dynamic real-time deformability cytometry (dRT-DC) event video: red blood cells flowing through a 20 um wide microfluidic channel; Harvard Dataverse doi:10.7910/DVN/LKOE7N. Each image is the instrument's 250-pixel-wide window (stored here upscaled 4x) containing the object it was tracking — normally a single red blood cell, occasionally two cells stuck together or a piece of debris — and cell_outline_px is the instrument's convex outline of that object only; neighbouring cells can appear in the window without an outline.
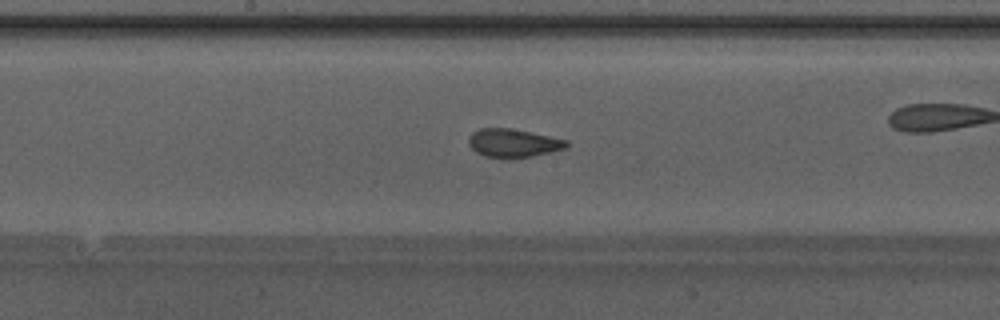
{"species": "Egyptian fruit bat (a non-hibernating species)", "species_latin": "Rousettus aegyptiacus", "temperature_condition": "warm", "stored_images_in_passage": 43, "camera_frame_rate_fps": 3000, "um_per_image_px": 0.085, "animal": {"sex": "male"}, "frame": {"image": 1, "passage_image": 19, "time_ms": 6.0, "image_size_px": [1000, 320], "cell_outline_px": [[568, 148], [552, 152], [532, 156], [484, 156], [476, 152], [468, 144], [468, 136], [472, 132], [480, 128], [508, 128], [568, 140]], "centroid_in_image_um": [43.62, 12.14], "position_along_channel_um": 204.6, "area_um2": 15.78}}
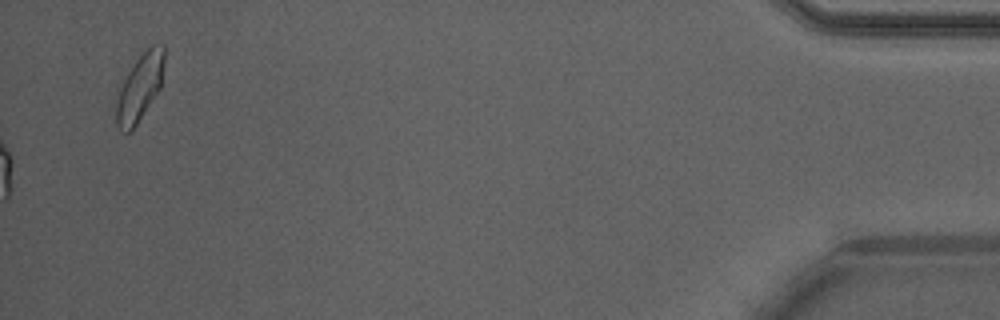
{"frame": {"image": 2, "passage_image": 43, "time_ms": 14.0, "image_size_px": [1000, 320], "cell_outline_px": [[164, 60], [160, 88], [136, 124], [128, 132], [124, 132], [116, 124], [112, 104], [128, 72], [136, 60], [152, 44], [164, 44]], "centroid_in_image_um": [11.83, 7.45], "position_along_channel_um": 423.4, "area_um2": 18.61}, "authors_computed_cell_mechanics": {"area_um2": 16.473, "velocity_mm_per_s": 4.261, "shape_relaxation_time_tau1_ms": null, "shape_relaxation_time_tau2_ms": 1.0602, "deformation_change_tau1": null, "deformation_change_tau2": 0.0733}}